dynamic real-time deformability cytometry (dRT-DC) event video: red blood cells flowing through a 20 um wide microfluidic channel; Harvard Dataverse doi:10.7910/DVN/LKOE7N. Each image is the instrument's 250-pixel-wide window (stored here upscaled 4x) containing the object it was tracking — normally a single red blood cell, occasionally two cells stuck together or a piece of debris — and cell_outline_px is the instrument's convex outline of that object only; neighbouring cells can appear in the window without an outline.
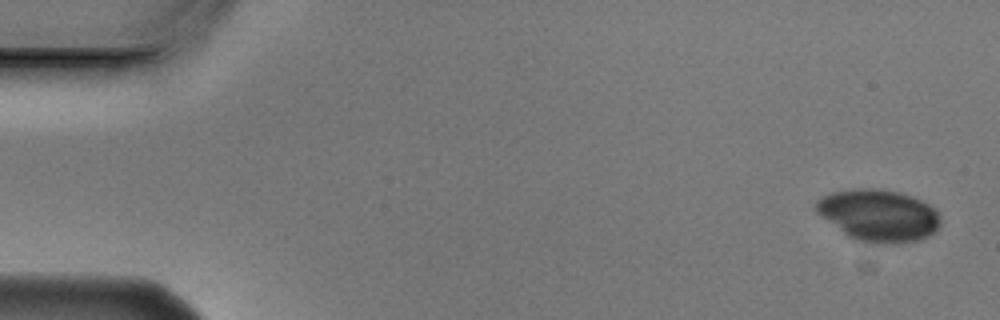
{"species": "Egyptian fruit bat (a non-hibernating species)", "species_latin": "Rousettus aegyptiacus", "temperature_condition": "cold", "stored_images_in_passage": 5, "camera_frame_rate_fps": 3000, "um_per_image_px": 0.085, "animal": {"sex": "male"}, "frame": {"image": 1, "passage_image": 1, "time_ms": 0.0, "image_size_px": [1000, 320], "cell_outline_px": [[940, 224], [928, 236], [920, 240], [896, 244], [872, 244], [852, 240], [820, 216], [816, 212], [816, 204], [824, 196], [832, 192], [852, 188], [876, 188], [900, 192], [912, 196], [936, 208], [940, 216]], "centroid_in_image_um": [74.68, 18.33], "position_along_channel_um": 10.3, "area_um2": 38.09}}